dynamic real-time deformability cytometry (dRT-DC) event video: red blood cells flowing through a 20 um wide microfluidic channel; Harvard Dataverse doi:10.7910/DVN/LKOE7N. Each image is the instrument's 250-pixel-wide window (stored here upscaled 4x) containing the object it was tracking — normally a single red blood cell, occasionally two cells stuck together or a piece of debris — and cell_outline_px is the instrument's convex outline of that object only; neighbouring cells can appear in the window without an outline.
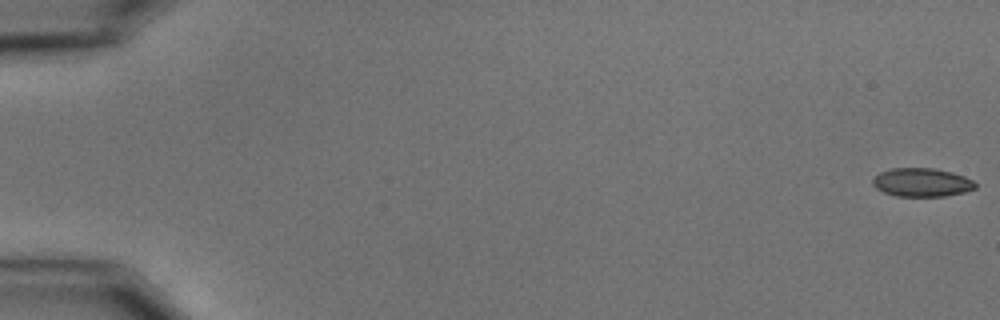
{"species": "common noctule bat (a hibernating species)", "species_latin": "Nyctalus noctula", "temperature_condition": "cold", "stored_images_in_passage": 58, "camera_frame_rate_fps": 3000, "um_per_image_px": 0.085, "animal": {"sex": "male", "body_mass_g": 15.6}, "frame": {"image": 1, "passage_image": 1, "time_ms": 0.0, "image_size_px": [1000, 320], "cell_outline_px": [[976, 188], [964, 192], [944, 196], [896, 196], [884, 192], [876, 188], [872, 184], [872, 180], [880, 172], [892, 168], [932, 168], [952, 172], [964, 176], [972, 180], [976, 184]], "centroid_in_image_um": [78.35, 15.5], "position_along_channel_um": 6.7, "area_um2": 16.99}}
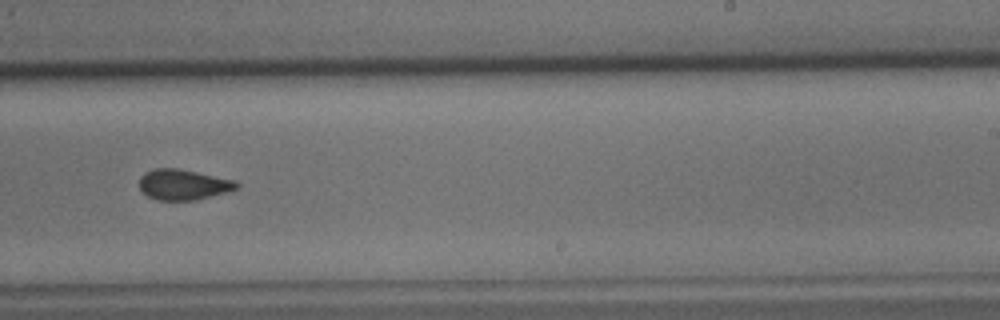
{"frame": {"image": 2, "passage_image": 37, "time_ms": 12.0, "image_size_px": [1000, 320], "cell_outline_px": [[240, 184], [236, 188], [224, 192], [196, 200], [156, 200], [148, 196], [140, 188], [140, 176], [144, 172], [152, 168], [180, 168], [236, 180]], "centroid_in_image_um": [15.56, 15.67], "position_along_channel_um": 273.4, "area_um2": 17.34}}
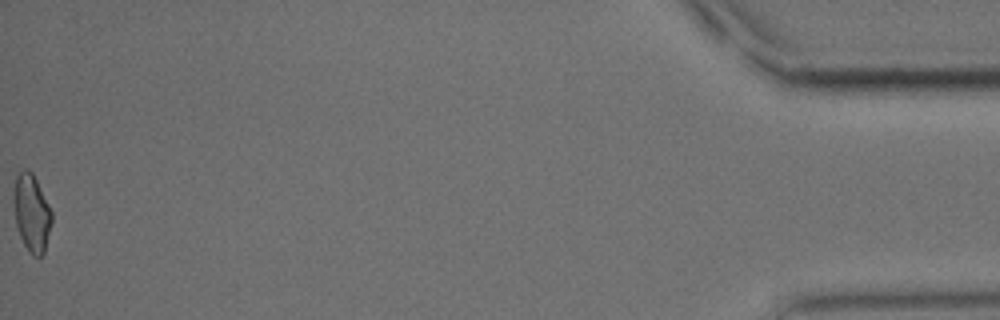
{"frame": {"image": 3, "passage_image": 58, "time_ms": 19.0, "image_size_px": [1000, 320], "cell_outline_px": [[52, 220], [44, 252], [40, 256], [32, 256], [24, 244], [20, 236], [16, 224], [12, 196], [16, 176], [24, 168], [28, 168], [32, 172], [52, 212]], "centroid_in_image_um": [2.67, 18.08], "position_along_channel_um": 432.5, "area_um2": 17.05}, "authors_computed_cell_mechanics": {"area_um2": 17.4845, "velocity_mm_per_s": 3.566, "shape_relaxation_time_tau1_ms": 5.5878, "shape_relaxation_time_tau2_ms": 2.3118, "deformation_change_tau1": 0.1195, "deformation_change_tau2": 0.0671}}